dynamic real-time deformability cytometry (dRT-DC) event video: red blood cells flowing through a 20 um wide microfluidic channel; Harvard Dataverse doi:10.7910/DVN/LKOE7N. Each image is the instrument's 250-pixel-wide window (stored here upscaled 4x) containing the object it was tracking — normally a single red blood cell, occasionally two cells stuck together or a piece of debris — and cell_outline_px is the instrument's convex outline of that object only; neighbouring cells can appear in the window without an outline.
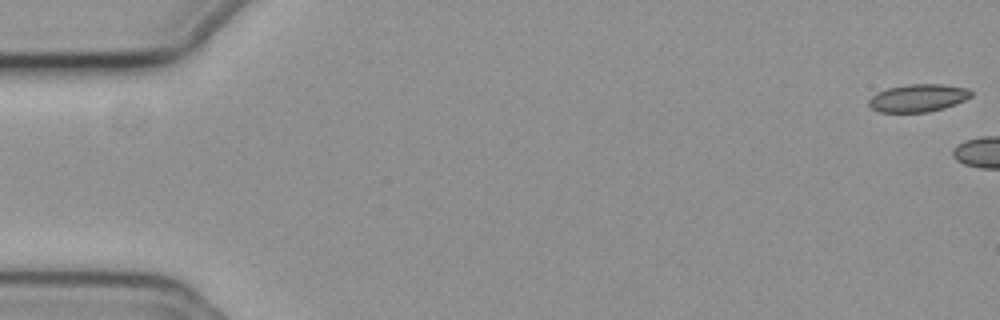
{"species": "common noctule bat (a hibernating species)", "species_latin": "Nyctalus noctula", "temperature_condition": "cold", "stored_images_in_passage": 13, "camera_frame_rate_fps": 3000, "um_per_image_px": 0.085, "animal": {"sex": "female", "body_mass_g": 19.3, "forearm_length_mm": 54.1}, "frame": {"image": 1, "passage_image": 1, "time_ms": 0.0, "image_size_px": [1000, 320], "cell_outline_px": [[972, 96], [956, 104], [944, 108], [928, 112], [880, 112], [872, 108], [868, 104], [868, 100], [876, 92], [888, 88], [908, 84], [944, 84], [968, 88], [972, 92]], "centroid_in_image_um": [78.05, 8.32], "position_along_channel_um": 7.0, "area_um2": 16.59}}